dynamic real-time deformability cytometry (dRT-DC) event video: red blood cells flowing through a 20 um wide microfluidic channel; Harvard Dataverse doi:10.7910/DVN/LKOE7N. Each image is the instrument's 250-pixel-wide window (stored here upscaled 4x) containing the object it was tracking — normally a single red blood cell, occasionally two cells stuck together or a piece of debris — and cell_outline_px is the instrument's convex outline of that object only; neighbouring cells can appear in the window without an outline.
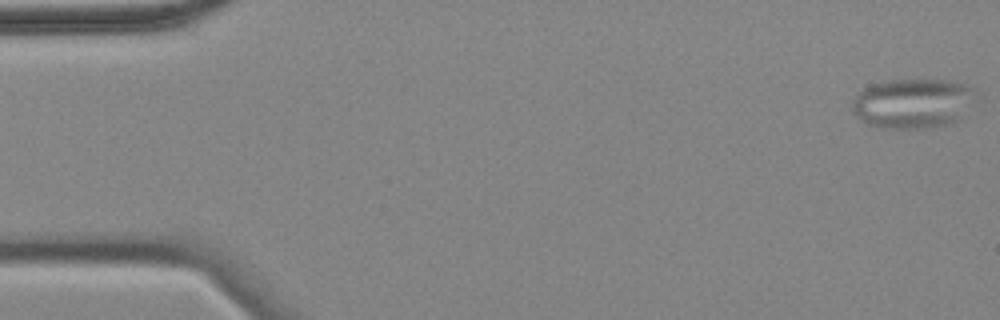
{"species": "common noctule bat (a hibernating species)", "species_latin": "Nyctalus noctula", "temperature_condition": "cold", "stored_images_in_passage": 57, "camera_frame_rate_fps": 3000, "um_per_image_px": 0.085, "animal": {"sex": "female", "body_mass_g": 18.4}, "frame": {"image": 1, "passage_image": 1, "time_ms": 0.0, "image_size_px": [1000, 320], "cell_outline_px": [[972, 88], [960, 120], [948, 124], [928, 128], [876, 128], [860, 120], [852, 112], [852, 100], [864, 88], [872, 84], [892, 80], [948, 80], [964, 84]], "centroid_in_image_um": [77.46, 8.8], "position_along_channel_um": 7.5, "area_um2": 35.14}}
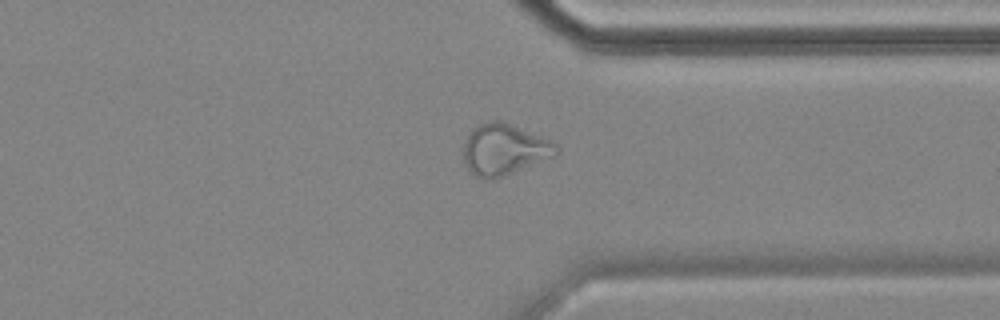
{"frame": {"image": 2, "passage_image": 43, "time_ms": 14.0, "image_size_px": [1000, 320], "cell_outline_px": [[560, 148], [556, 156], [492, 180], [476, 176], [464, 164], [464, 144], [472, 128], [480, 124], [492, 120], [500, 120], [540, 136], [556, 144]], "centroid_in_image_um": [42.86, 12.71], "position_along_channel_um": 368.5, "area_um2": 27.34}}
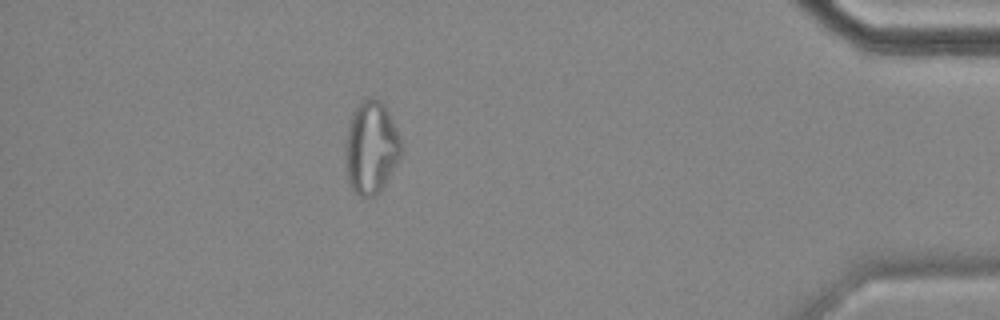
{"frame": {"image": 3, "passage_image": 50, "time_ms": 16.333, "image_size_px": [1000, 320], "cell_outline_px": [[400, 156], [396, 164], [380, 192], [376, 196], [360, 196], [348, 184], [344, 164], [344, 148], [348, 124], [352, 112], [360, 100], [364, 96], [372, 96], [384, 104], [400, 136]], "centroid_in_image_um": [31.49, 12.52], "position_along_channel_um": 403.7, "area_um2": 30.58}, "authors_computed_cell_mechanics": {"area_um2": 28.6688, "velocity_mm_per_s": 3.5049, "shape_relaxation_time_tau1_ms": null, "shape_relaxation_time_tau2_ms": 2.1001, "deformation_change_tau1": null, "deformation_change_tau2": 0.0858}}